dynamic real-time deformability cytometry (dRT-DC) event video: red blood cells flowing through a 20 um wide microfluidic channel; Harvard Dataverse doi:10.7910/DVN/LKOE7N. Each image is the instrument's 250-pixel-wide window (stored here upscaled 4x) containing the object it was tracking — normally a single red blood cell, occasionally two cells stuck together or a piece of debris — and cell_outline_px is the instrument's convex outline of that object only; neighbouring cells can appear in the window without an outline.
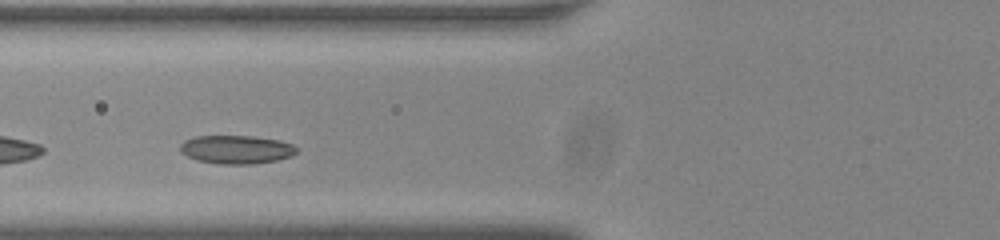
{"species": "common noctule bat (a hibernating species)", "species_latin": "Nyctalus noctula", "temperature_condition": "room temperature", "stored_images_in_passage": 32, "camera_frame_rate_fps": 3000, "um_per_image_px": 0.085, "animal": {"sex": "male", "body_mass_g": 20.0, "forearm_length_mm": 53.3}, "frame": {"image": 1, "passage_image": 9, "time_ms": 2.667, "image_size_px": [1000, 240], "cell_outline_px": [[296, 152], [292, 156], [276, 160], [252, 164], [220, 164], [196, 160], [180, 152], [180, 144], [184, 140], [196, 136], [252, 136], [280, 140], [292, 144], [296, 148]], "centroid_in_image_um": [20.07, 12.7], "position_along_channel_um": 105.7, "area_um2": 19.31}}
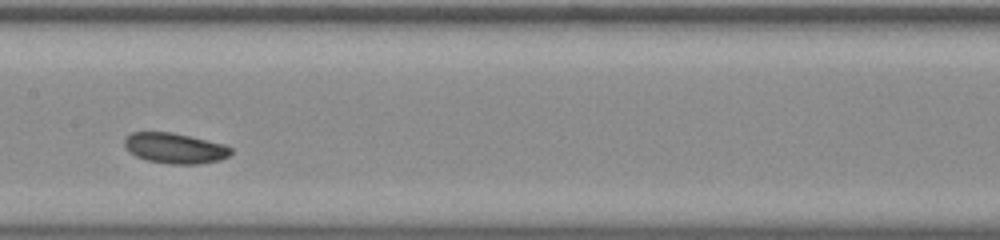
{"frame": {"image": 2, "passage_image": 16, "time_ms": 5.0, "image_size_px": [1000, 240], "cell_outline_px": [[232, 152], [228, 156], [220, 160], [200, 164], [168, 164], [148, 160], [136, 156], [128, 152], [124, 144], [124, 140], [132, 132], [172, 132], [224, 144], [232, 148]], "centroid_in_image_um": [14.87, 12.6], "position_along_channel_um": 192.5, "area_um2": 18.9}}
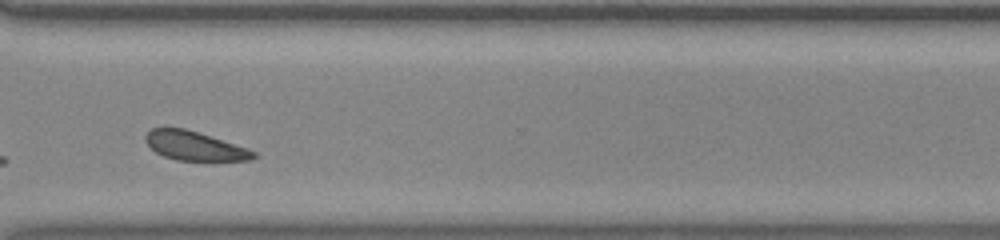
{"frame": {"image": 3, "passage_image": 29, "time_ms": 9.333, "image_size_px": [1000, 240], "cell_outline_px": [[256, 156], [252, 160], [212, 164], [176, 160], [164, 156], [156, 152], [144, 140], [144, 136], [152, 128], [184, 128], [248, 148], [256, 152]], "centroid_in_image_um": [16.62, 12.48], "position_along_channel_um": 354.0, "area_um2": 19.07}, "authors_computed_cell_mechanics": {"area_um2": 19.1896, "velocity_mm_per_s": 3.7309, "shape_relaxation_time_tau1_ms": 4.897, "shape_relaxation_time_tau2_ms": 6.1723, "deformation_change_tau1": 0.1002, "deformation_change_tau2": 0.1206}}